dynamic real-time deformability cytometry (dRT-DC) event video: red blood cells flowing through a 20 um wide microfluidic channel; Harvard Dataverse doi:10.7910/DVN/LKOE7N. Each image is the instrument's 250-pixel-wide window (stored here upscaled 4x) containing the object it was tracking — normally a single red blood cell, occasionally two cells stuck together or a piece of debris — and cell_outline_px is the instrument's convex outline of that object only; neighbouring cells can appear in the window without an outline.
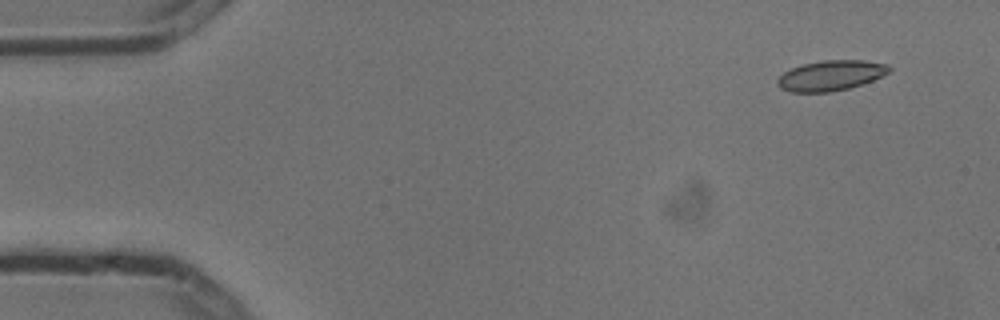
{"species": "common noctule bat (a hibernating species)", "species_latin": "Nyctalus noctula", "temperature_condition": "cold", "stored_images_in_passage": 5, "camera_frame_rate_fps": 3000, "um_per_image_px": 0.085, "animal": {"sex": "male", "body_mass_g": 13.3}, "frame": {"image": 1, "passage_image": 1, "time_ms": 0.0, "image_size_px": [1000, 320], "cell_outline_px": [[892, 72], [872, 80], [848, 88], [828, 92], [792, 92], [780, 88], [776, 84], [776, 80], [784, 72], [792, 68], [804, 64], [820, 60], [864, 60], [888, 64], [892, 68]], "centroid_in_image_um": [70.63, 6.41], "position_along_channel_um": 14.4, "area_um2": 19.71}}
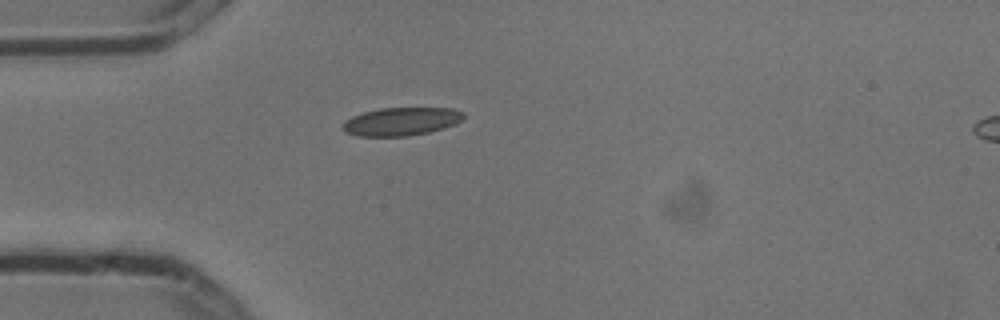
{"frame": {"image": 2, "passage_image": 4, "time_ms": 1.0, "image_size_px": [1000, 320], "cell_outline_px": [[464, 116], [456, 124], [444, 128], [428, 132], [408, 136], [356, 136], [344, 132], [344, 120], [352, 116], [364, 112], [380, 108], [452, 108], [464, 112]], "centroid_in_image_um": [34.1, 10.32], "position_along_channel_um": 50.9, "area_um2": 19.83}}